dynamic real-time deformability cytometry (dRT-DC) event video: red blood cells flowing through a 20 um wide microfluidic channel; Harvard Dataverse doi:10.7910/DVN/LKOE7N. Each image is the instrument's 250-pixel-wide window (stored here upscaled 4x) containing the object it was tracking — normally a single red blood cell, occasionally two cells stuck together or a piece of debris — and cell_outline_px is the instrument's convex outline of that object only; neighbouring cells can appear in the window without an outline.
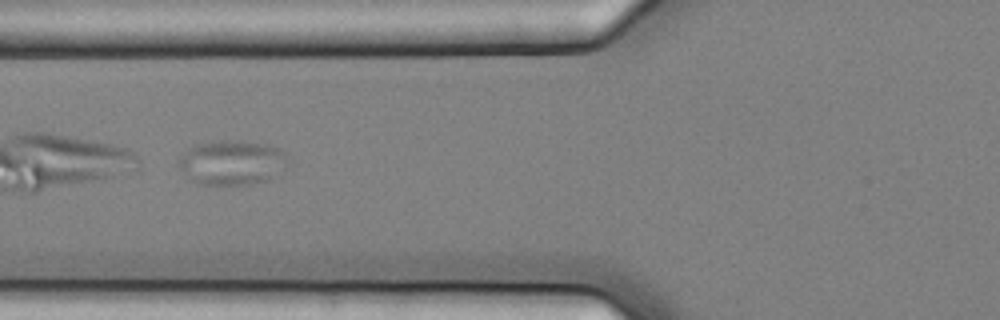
{"species": "common noctule bat (a hibernating species)", "species_latin": "Nyctalus noctula", "temperature_condition": "cold", "stored_images_in_passage": 6, "camera_frame_rate_fps": 3000, "um_per_image_px": 0.085, "animal": {"sex": "female", "body_mass_g": 25.1}, "frame": {"image": 1, "passage_image": 2, "time_ms": 0.333, "image_size_px": [1000, 320], "cell_outline_px": [[292, 164], [268, 180], [252, 184], [200, 184], [192, 180], [176, 168], [176, 160], [188, 148], [196, 144], [220, 140], [236, 140], [264, 144], [280, 148], [288, 156]], "centroid_in_image_um": [19.72, 13.81], "position_along_channel_um": 106.1, "area_um2": 29.02}}